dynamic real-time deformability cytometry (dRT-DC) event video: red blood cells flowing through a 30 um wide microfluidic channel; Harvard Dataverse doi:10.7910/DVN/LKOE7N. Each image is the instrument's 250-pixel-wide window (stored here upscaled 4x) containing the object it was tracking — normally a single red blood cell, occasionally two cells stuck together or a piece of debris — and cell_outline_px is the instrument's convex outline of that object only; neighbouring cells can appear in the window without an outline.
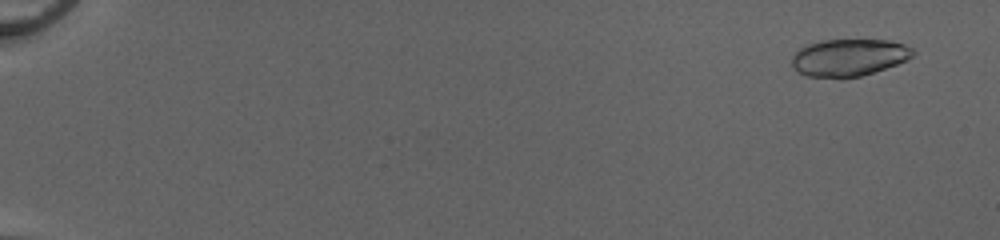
{"species": "common noctule bat (a hibernating species)", "species_latin": "Nyctalus noctula", "temperature_condition": "cold", "stored_images_in_passage": 53, "camera_frame_rate_fps": 3000, "um_per_image_px": 0.085, "animal": {"sex": "female", "body_mass_g": 20.0, "forearm_length_mm": 54.0}, "frame": {"image": 1, "passage_image": 4, "time_ms": 1.0, "image_size_px": [1000, 240], "cell_outline_px": [[916, 52], [908, 60], [860, 76], [804, 76], [792, 68], [792, 56], [804, 44], [820, 40], [888, 40], [904, 44], [912, 48]], "centroid_in_image_um": [72.13, 4.86], "position_along_channel_um": 12.9, "area_um2": 26.01}}
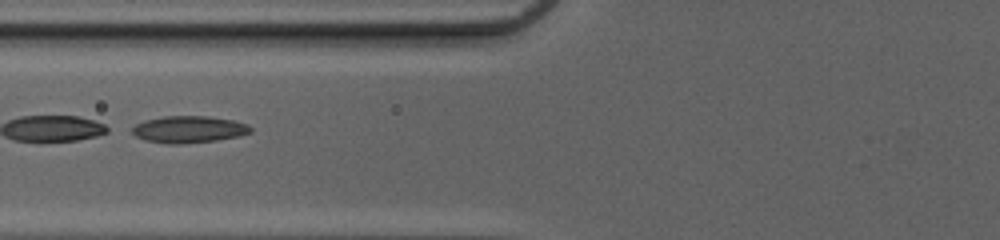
{"frame": {"image": 2, "passage_image": 25, "time_ms": 8.0, "image_size_px": [1000, 240], "cell_outline_px": [[252, 132], [240, 136], [216, 140], [180, 144], [168, 144], [144, 140], [136, 136], [132, 132], [132, 128], [136, 124], [144, 120], [164, 116], [208, 116], [232, 120], [248, 124], [252, 128]], "centroid_in_image_um": [16.05, 11.0], "position_along_channel_um": 109.7, "area_um2": 18.61}}
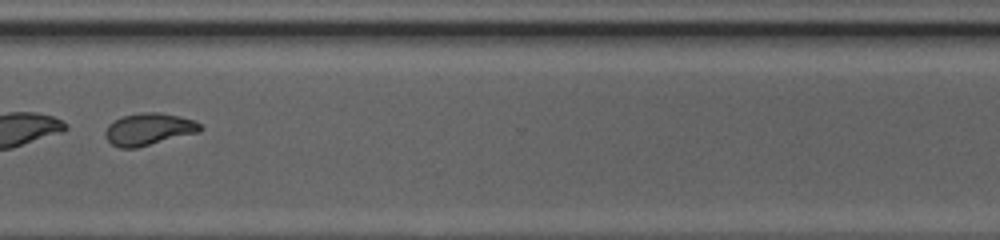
{"frame": {"image": 3, "passage_image": 43, "time_ms": 14.0, "image_size_px": [1000, 240], "cell_outline_px": [[204, 128], [200, 132], [136, 148], [120, 148], [112, 144], [104, 136], [104, 132], [108, 124], [124, 116], [144, 112], [156, 112], [196, 120]], "centroid_in_image_um": [12.66, 10.99], "position_along_channel_um": 357.9, "area_um2": 17.69}, "authors_computed_cell_mechanics": {"area_um2": 26.7614, "velocity_mm_per_s": 4.1327, "shape_relaxation_time_tau1_ms": 0.6375, "shape_relaxation_time_tau2_ms": 1.338, "deformation_change_tau1": 0.2988, "deformation_change_tau2": 0.078}}